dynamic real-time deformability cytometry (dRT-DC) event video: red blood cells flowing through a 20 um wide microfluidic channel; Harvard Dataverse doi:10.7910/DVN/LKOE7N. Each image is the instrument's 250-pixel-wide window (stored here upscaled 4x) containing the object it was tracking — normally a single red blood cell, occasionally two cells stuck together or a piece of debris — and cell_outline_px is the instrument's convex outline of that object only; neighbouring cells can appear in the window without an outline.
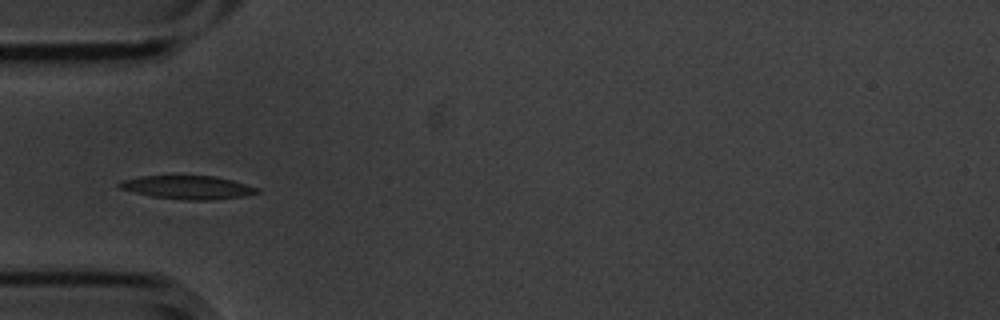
{"species": "common noctule bat (a hibernating species)", "species_latin": "Nyctalus noctula", "temperature_condition": "cold", "stored_images_in_passage": 7, "camera_frame_rate_fps": 3000, "um_per_image_px": 0.085, "animal": {"sex": "male", "body_mass_g": 20.1, "forearm_length_mm": 53.5}, "frame": {"image": 1, "passage_image": 4, "time_ms": 1.0, "image_size_px": [1000, 320], "cell_outline_px": [[260, 192], [244, 196], [212, 200], [184, 200], [152, 196], [120, 188], [116, 184], [120, 180], [140, 176], [172, 172], [216, 176], [232, 180], [260, 188]], "centroid_in_image_um": [15.92, 15.86], "position_along_channel_um": 69.1, "area_um2": 19.88}}
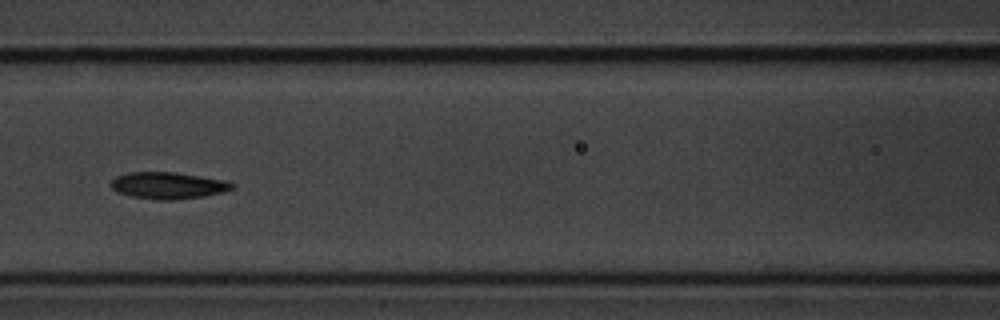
{"frame": {"image": 2, "passage_image": 6, "time_ms": 1.667, "image_size_px": [1000, 320], "cell_outline_px": [[232, 188], [224, 192], [204, 196], [172, 200], [160, 200], [132, 196], [116, 192], [108, 184], [116, 176], [128, 172], [172, 172], [228, 180], [232, 184]], "centroid_in_image_um": [14.25, 15.76], "position_along_channel_um": 152.3, "area_um2": 18.84}}
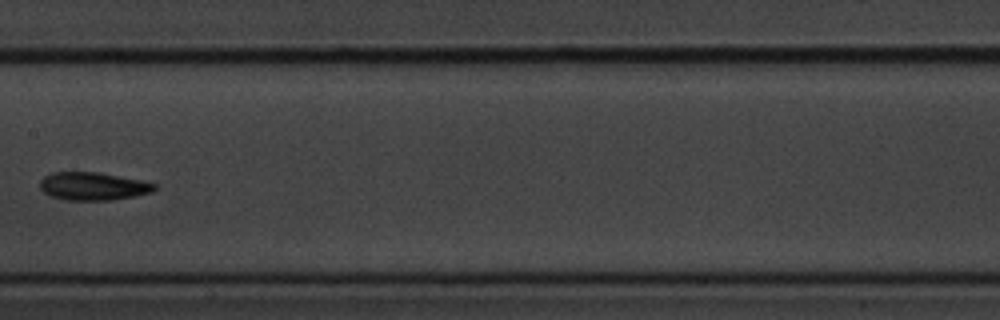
{"frame": {"image": 3, "passage_image": 7, "time_ms": 2.0, "image_size_px": [1000, 320], "cell_outline_px": [[156, 188], [152, 192], [136, 196], [108, 200], [64, 200], [52, 196], [44, 192], [40, 188], [40, 180], [44, 176], [52, 172], [100, 172], [140, 180], [156, 184]], "centroid_in_image_um": [7.9, 15.82], "position_along_channel_um": 199.5, "area_um2": 18.67}}